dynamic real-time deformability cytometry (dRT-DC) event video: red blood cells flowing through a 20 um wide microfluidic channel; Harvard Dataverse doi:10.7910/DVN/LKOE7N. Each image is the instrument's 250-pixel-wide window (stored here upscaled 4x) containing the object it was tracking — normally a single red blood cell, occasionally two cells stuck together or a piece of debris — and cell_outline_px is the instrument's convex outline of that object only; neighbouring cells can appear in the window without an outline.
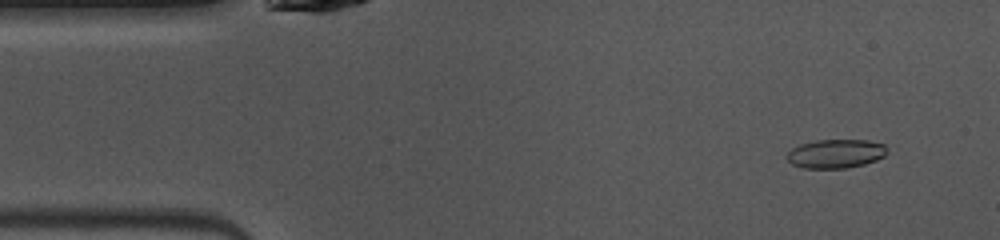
{"species": "common noctule bat (a hibernating species)", "species_latin": "Nyctalus noctula", "temperature_condition": "warm", "stored_images_in_passage": 48, "camera_frame_rate_fps": 3000, "um_per_image_px": 0.085, "animal": {"sex": "female", "body_mass_g": 10.0, "forearm_length_mm": 53.1}, "frame": {"image": 1, "passage_image": 4, "time_ms": 1.0, "image_size_px": [1000, 240], "cell_outline_px": [[888, 152], [884, 156], [876, 160], [864, 164], [848, 168], [804, 168], [792, 164], [788, 160], [788, 152], [792, 148], [800, 144], [816, 140], [868, 140], [884, 144]], "centroid_in_image_um": [71.06, 13.06], "position_along_channel_um": 13.9, "area_um2": 16.82}}
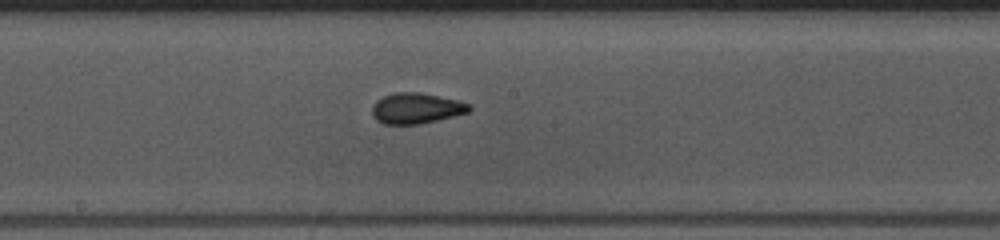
{"frame": {"image": 2, "passage_image": 24, "time_ms": 7.667, "image_size_px": [1000, 240], "cell_outline_px": [[472, 108], [468, 112], [420, 124], [384, 124], [376, 120], [372, 112], [372, 104], [376, 100], [384, 96], [396, 92], [420, 92], [460, 100], [468, 104]], "centroid_in_image_um": [35.36, 9.19], "position_along_channel_um": 212.8, "area_um2": 17.34}}
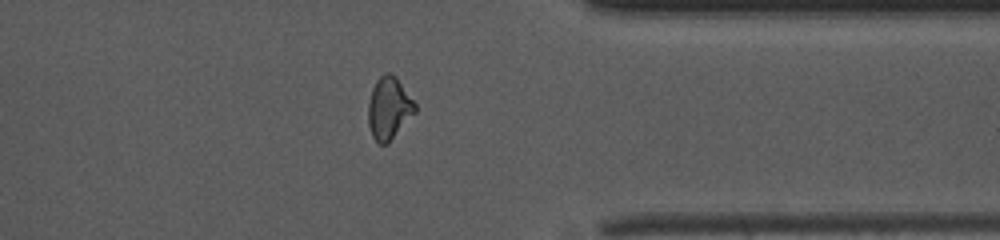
{"frame": {"image": 3, "passage_image": 37, "time_ms": 12.0, "image_size_px": [1000, 240], "cell_outline_px": [[416, 112], [388, 144], [380, 144], [372, 136], [368, 124], [368, 104], [372, 88], [376, 80], [384, 72], [388, 72], [396, 76], [416, 104]], "centroid_in_image_um": [33.06, 9.19], "position_along_channel_um": 378.3, "area_um2": 17.11}, "authors_computed_cell_mechanics": {"area_um2": 17.0799, "velocity_mm_per_s": 4.066, "shape_relaxation_time_tau1_ms": 4.985, "shape_relaxation_time_tau2_ms": 1.4941, "deformation_change_tau1": 0.1353, "deformation_change_tau2": 0.0585}}